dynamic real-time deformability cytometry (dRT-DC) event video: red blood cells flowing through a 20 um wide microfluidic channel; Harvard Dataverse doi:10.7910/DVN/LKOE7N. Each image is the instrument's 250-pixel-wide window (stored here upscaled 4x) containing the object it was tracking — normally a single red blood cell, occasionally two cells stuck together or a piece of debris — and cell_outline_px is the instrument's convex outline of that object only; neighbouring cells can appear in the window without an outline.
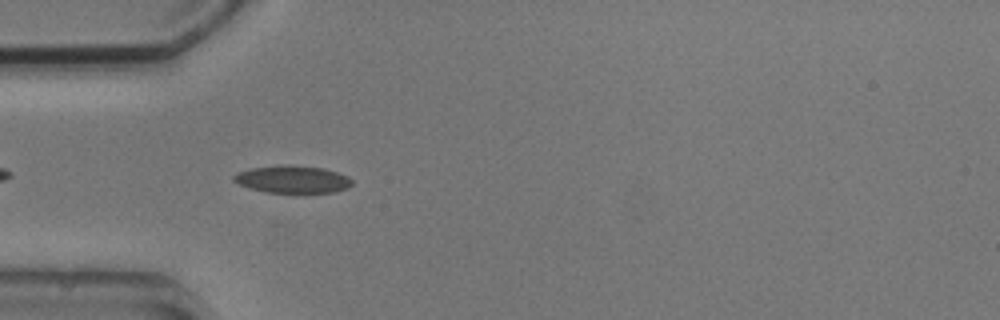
{"species": "common noctule bat (a hibernating species)", "species_latin": "Nyctalus noctula", "temperature_condition": "cold", "stored_images_in_passage": 4, "camera_frame_rate_fps": 3000, "um_per_image_px": 0.085, "animal": {"sex": "male", "body_mass_g": 20.5, "forearm_length_mm": 52.5}, "frame": {"image": 1, "passage_image": 2, "time_ms": 1.0, "image_size_px": [1000, 320], "cell_outline_px": [[352, 184], [344, 188], [332, 192], [268, 192], [252, 188], [240, 184], [232, 180], [232, 176], [236, 172], [248, 168], [280, 164], [292, 164], [324, 168], [348, 176], [352, 180]], "centroid_in_image_um": [24.81, 15.2], "position_along_channel_um": 60.2, "area_um2": 18.9}}